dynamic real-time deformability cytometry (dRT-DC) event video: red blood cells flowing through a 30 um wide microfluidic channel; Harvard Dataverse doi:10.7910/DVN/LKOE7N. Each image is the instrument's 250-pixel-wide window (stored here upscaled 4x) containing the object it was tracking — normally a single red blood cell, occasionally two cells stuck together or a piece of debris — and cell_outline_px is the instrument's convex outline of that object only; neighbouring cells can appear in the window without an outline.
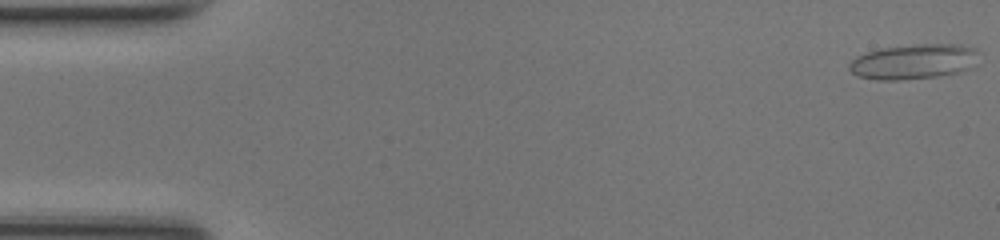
{"species": "common noctule bat (a hibernating species)", "species_latin": "Nyctalus noctula", "temperature_condition": "room temperature", "stored_images_in_passage": 49, "camera_frame_rate_fps": 3000, "um_per_image_px": 0.085, "animal": {"sex": "female", "body_mass_g": 17.0, "forearm_length_mm": 48.0}, "frame": {"image": 1, "passage_image": 1, "time_ms": 0.0, "image_size_px": [1000, 240], "cell_outline_px": [[976, 52], [968, 68], [956, 72], [936, 76], [900, 80], [876, 80], [856, 76], [848, 68], [848, 64], [856, 56], [868, 52], [884, 48], [920, 44], [960, 44], [976, 48]], "centroid_in_image_um": [77.56, 5.24], "position_along_channel_um": 7.4, "area_um2": 25.89}}
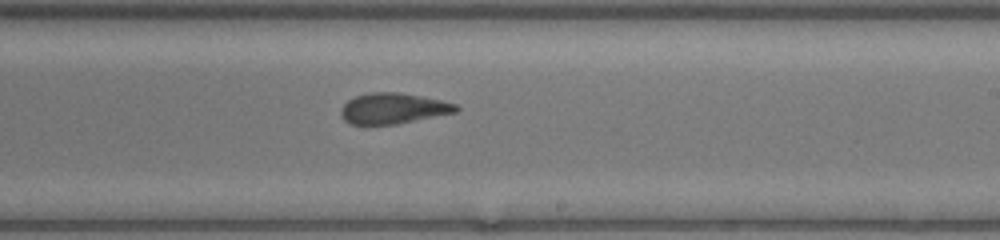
{"frame": {"image": 2, "passage_image": 29, "time_ms": 9.333, "image_size_px": [1000, 240], "cell_outline_px": [[460, 108], [456, 112], [396, 124], [364, 128], [348, 124], [344, 120], [340, 112], [340, 108], [348, 100], [356, 96], [368, 92], [400, 92], [440, 100], [456, 104]], "centroid_in_image_um": [33.32, 9.26], "position_along_channel_um": 255.7, "area_um2": 21.21}}
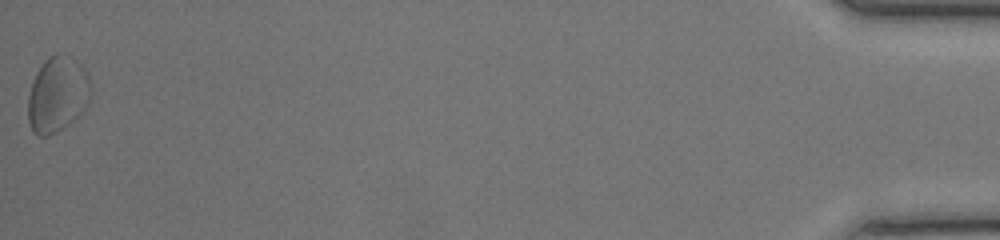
{"frame": {"image": 3, "passage_image": 49, "time_ms": 16.0, "image_size_px": [1000, 240], "cell_outline_px": [[92, 92], [88, 104], [68, 124], [56, 132], [48, 136], [36, 136], [32, 132], [28, 120], [28, 96], [36, 72], [44, 60], [48, 56], [56, 52], [72, 56], [80, 64], [88, 76], [92, 88]], "centroid_in_image_um": [4.87, 8.01], "position_along_channel_um": 430.3, "area_um2": 27.86}, "authors_computed_cell_mechanics": {"area_um2": 21.1548, "velocity_mm_per_s": 4.2188, "shape_relaxation_time_tau1_ms": 9.0039, "shape_relaxation_time_tau2_ms": 1.7644, "deformation_change_tau1": 0.2238, "deformation_change_tau2": 0.1004}}